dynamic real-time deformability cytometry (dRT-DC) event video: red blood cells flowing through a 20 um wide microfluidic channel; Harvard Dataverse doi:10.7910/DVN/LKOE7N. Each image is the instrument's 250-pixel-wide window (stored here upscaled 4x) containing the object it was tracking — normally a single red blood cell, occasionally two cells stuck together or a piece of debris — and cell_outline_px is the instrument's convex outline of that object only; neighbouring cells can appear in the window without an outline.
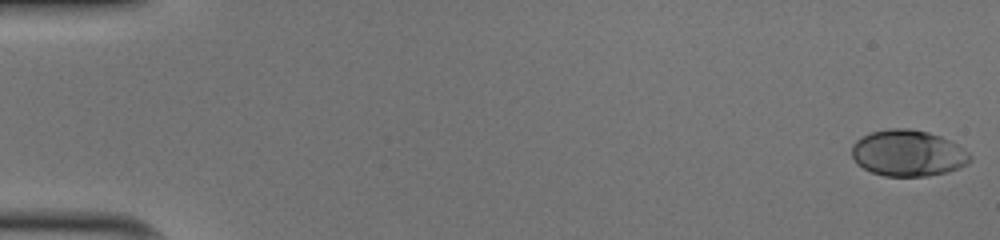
{"species": "human", "species_latin": "Homo sapiens", "temperature_condition": "cold", "stored_images_in_passage": 51, "camera_frame_rate_fps": 3000, "um_per_image_px": 0.085, "donor": {"sex": "male"}, "frame": {"image": 1, "passage_image": 1, "time_ms": 0.0, "image_size_px": [1000, 240], "cell_outline_px": [[972, 160], [968, 164], [948, 172], [928, 176], [884, 176], [872, 172], [856, 164], [852, 156], [852, 144], [856, 140], [872, 132], [888, 128], [908, 128], [928, 132], [940, 136], [956, 144], [968, 152], [972, 156]], "centroid_in_image_um": [77.18, 13.02], "position_along_channel_um": 7.8, "area_um2": 31.96}}
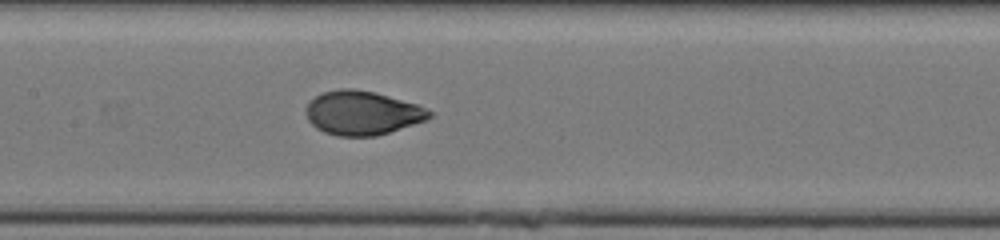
{"frame": {"image": 2, "passage_image": 26, "time_ms": 8.333, "image_size_px": [1000, 240], "cell_outline_px": [[432, 116], [428, 120], [376, 136], [336, 136], [324, 132], [316, 128], [308, 120], [304, 112], [308, 104], [316, 96], [324, 92], [340, 88], [352, 88], [372, 92], [388, 96], [416, 104], [432, 112]], "centroid_in_image_um": [30.78, 9.61], "position_along_channel_um": 176.6, "area_um2": 31.5}}
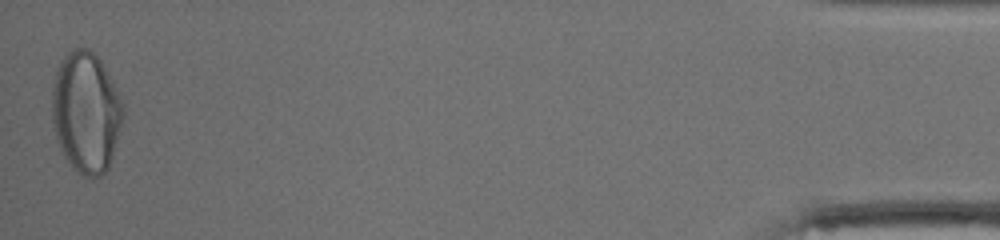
{"frame": {"image": 3, "passage_image": 51, "time_ms": 16.667, "image_size_px": [1000, 240], "cell_outline_px": [[124, 116], [112, 156], [108, 168], [100, 176], [92, 180], [84, 176], [64, 156], [56, 140], [52, 120], [52, 84], [56, 68], [60, 60], [72, 48], [88, 48], [100, 60], [112, 80], [124, 104]], "centroid_in_image_um": [7.3, 9.52], "position_along_channel_um": 427.9, "area_um2": 50.29}, "authors_computed_cell_mechanics": {"area_um2": 31.7322, "velocity_mm_per_s": 4.0562, "shape_relaxation_time_tau1_ms": 5.7957, "shape_relaxation_time_tau2_ms": null, "deformation_change_tau1": 0.2104, "deformation_change_tau2": null}}